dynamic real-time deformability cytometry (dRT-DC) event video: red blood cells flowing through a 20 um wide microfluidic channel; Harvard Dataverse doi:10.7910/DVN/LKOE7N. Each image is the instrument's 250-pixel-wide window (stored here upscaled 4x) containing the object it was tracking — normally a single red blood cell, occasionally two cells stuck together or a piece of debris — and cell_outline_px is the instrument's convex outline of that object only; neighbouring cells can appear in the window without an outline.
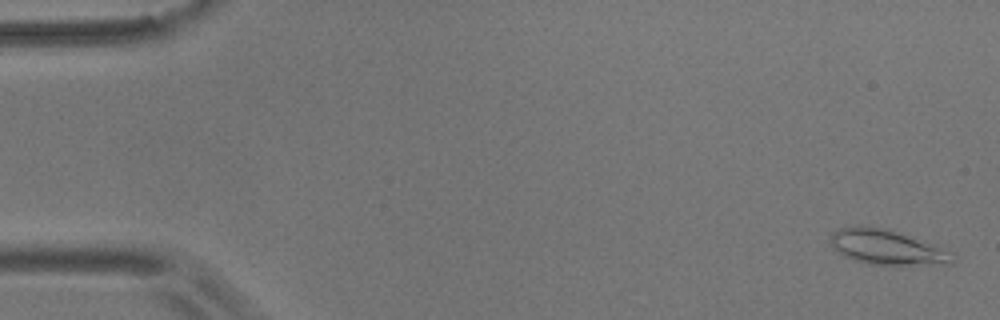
{"species": "common noctule bat (a hibernating species)", "species_latin": "Nyctalus noctula", "temperature_condition": "room temperature", "stored_images_in_passage": 55, "camera_frame_rate_fps": 3000, "um_per_image_px": 0.085, "animal": {"sex": "male", "body_mass_g": 17.9}, "frame": {"image": 1, "passage_image": 2, "time_ms": 0.333, "image_size_px": [1000, 320], "cell_outline_px": [[956, 256], [952, 264], [868, 264], [844, 256], [832, 248], [832, 232], [836, 228], [860, 224], [868, 224], [888, 228], [948, 252]], "centroid_in_image_um": [75.27, 20.98], "position_along_channel_um": 9.7, "area_um2": 24.51}}
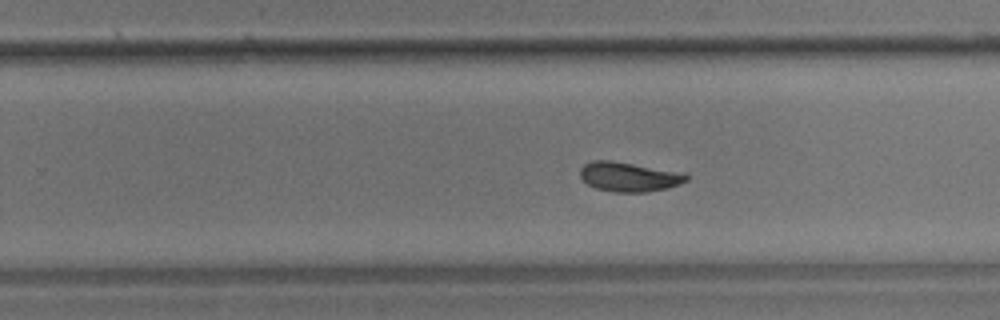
{"frame": {"image": 2, "passage_image": 35, "time_ms": 11.333, "image_size_px": [1000, 320], "cell_outline_px": [[688, 180], [680, 184], [668, 188], [648, 192], [612, 192], [596, 188], [588, 184], [580, 176], [580, 168], [584, 164], [592, 160], [612, 160], [684, 172], [688, 176]], "centroid_in_image_um": [53.48, 15.02], "position_along_channel_um": 276.3, "area_um2": 18.5}}
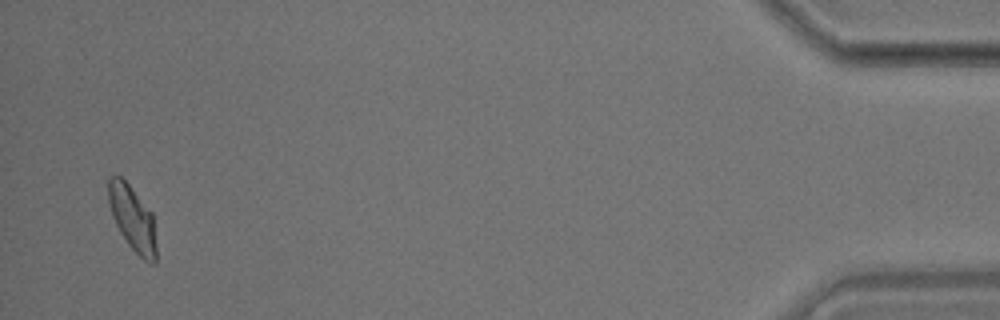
{"frame": {"image": 3, "passage_image": 54, "time_ms": 17.667, "image_size_px": [1000, 320], "cell_outline_px": [[156, 264], [148, 264], [128, 244], [120, 232], [112, 216], [108, 200], [108, 176], [120, 176], [128, 184], [152, 212], [156, 244]], "centroid_in_image_um": [11.27, 18.58], "position_along_channel_um": 423.9, "area_um2": 18.09}, "authors_computed_cell_mechanics": {"area_um2": 18.496, "velocity_mm_per_s": 3.6288, "shape_relaxation_time_tau1_ms": 5.0179, "shape_relaxation_time_tau2_ms": 2.0642, "deformation_change_tau1": 0.139, "deformation_change_tau2": 0.0767}}